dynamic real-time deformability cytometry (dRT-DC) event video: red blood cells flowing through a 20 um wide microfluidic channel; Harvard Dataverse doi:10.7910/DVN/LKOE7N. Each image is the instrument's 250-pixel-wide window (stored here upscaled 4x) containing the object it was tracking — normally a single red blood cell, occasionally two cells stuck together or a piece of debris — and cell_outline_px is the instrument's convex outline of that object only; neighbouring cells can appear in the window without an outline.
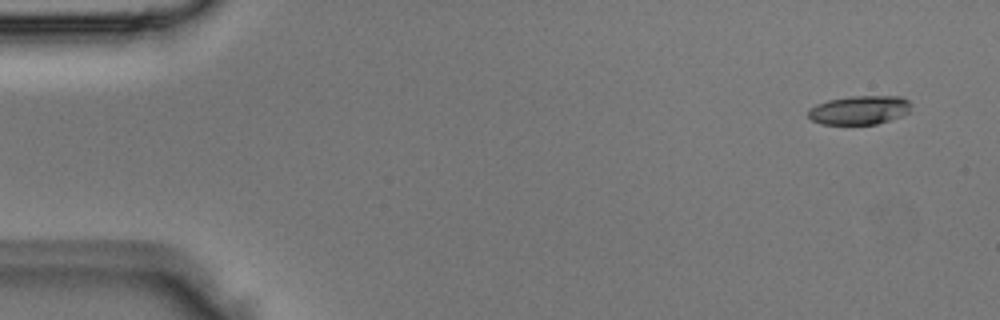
{"species": "Egyptian fruit bat (a non-hibernating species)", "species_latin": "Rousettus aegyptiacus", "temperature_condition": "room temperature", "stored_images_in_passage": 5, "camera_frame_rate_fps": 3000, "um_per_image_px": 0.085, "animal": {"sex": "male"}, "frame": {"image": 1, "passage_image": 1, "time_ms": 0.0, "image_size_px": [1000, 320], "cell_outline_px": [[912, 112], [876, 124], [820, 124], [812, 120], [808, 116], [808, 108], [816, 104], [828, 100], [848, 96], [900, 96], [908, 100], [912, 104]], "centroid_in_image_um": [73.07, 9.34], "position_along_channel_um": 11.9, "area_um2": 17.51}}